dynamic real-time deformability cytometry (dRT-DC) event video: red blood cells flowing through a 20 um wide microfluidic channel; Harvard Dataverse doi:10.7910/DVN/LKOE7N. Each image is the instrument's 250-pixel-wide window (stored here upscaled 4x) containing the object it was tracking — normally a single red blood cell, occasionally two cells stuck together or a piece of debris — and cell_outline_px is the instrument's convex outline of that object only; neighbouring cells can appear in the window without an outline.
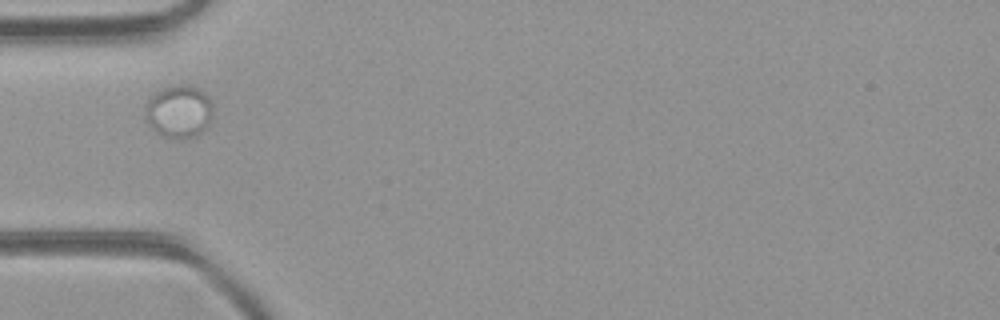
{"species": "common noctule bat (a hibernating species)", "species_latin": "Nyctalus noctula", "temperature_condition": "room temperature", "stored_images_in_passage": 11, "camera_frame_rate_fps": 3000, "um_per_image_px": 0.085, "animal": {"sex": "female", "body_mass_g": 21.9}, "frame": {"image": 1, "passage_image": 1, "time_ms": 0.0, "image_size_px": [1000, 320], "cell_outline_px": [[212, 112], [208, 128], [196, 136], [180, 140], [164, 136], [156, 132], [148, 124], [144, 116], [148, 100], [156, 92], [164, 88], [176, 84], [188, 84], [200, 88], [208, 96], [212, 104]], "centroid_in_image_um": [15.23, 9.48], "position_along_channel_um": 69.8, "area_um2": 21.15}}
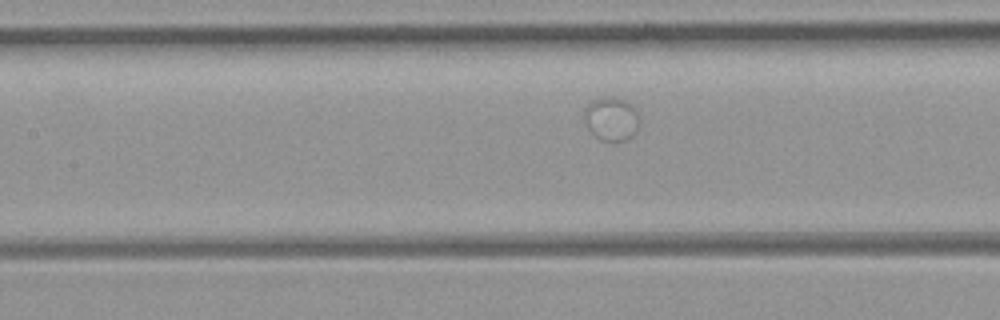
{"frame": {"image": 2, "passage_image": 7, "time_ms": 2.0, "image_size_px": [1000, 320], "cell_outline_px": [[636, 128], [632, 136], [624, 140], [600, 140], [588, 128], [584, 120], [584, 108], [592, 100], [612, 96], [620, 96], [632, 104], [636, 112]], "centroid_in_image_um": [51.92, 10.06], "position_along_channel_um": 155.5, "area_um2": 13.76}}
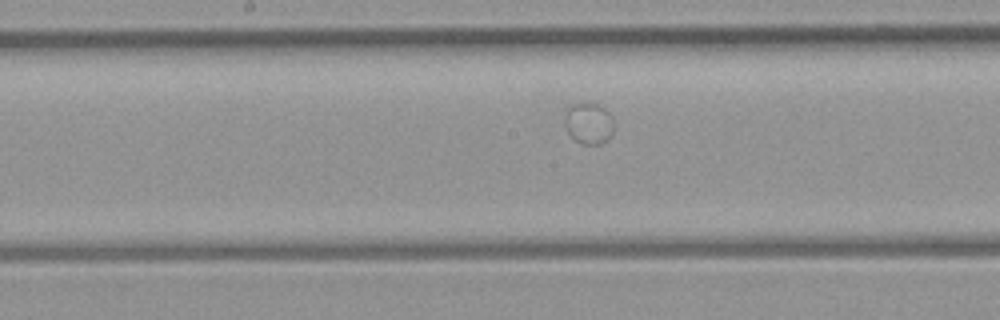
{"frame": {"image": 3, "passage_image": 10, "time_ms": 3.0, "image_size_px": [1000, 320], "cell_outline_px": [[612, 132], [608, 140], [600, 144], [580, 144], [568, 132], [564, 124], [568, 108], [572, 104], [584, 100], [588, 100], [600, 104], [612, 116]], "centroid_in_image_um": [50.04, 10.43], "position_along_channel_um": 198.2, "area_um2": 12.08}}